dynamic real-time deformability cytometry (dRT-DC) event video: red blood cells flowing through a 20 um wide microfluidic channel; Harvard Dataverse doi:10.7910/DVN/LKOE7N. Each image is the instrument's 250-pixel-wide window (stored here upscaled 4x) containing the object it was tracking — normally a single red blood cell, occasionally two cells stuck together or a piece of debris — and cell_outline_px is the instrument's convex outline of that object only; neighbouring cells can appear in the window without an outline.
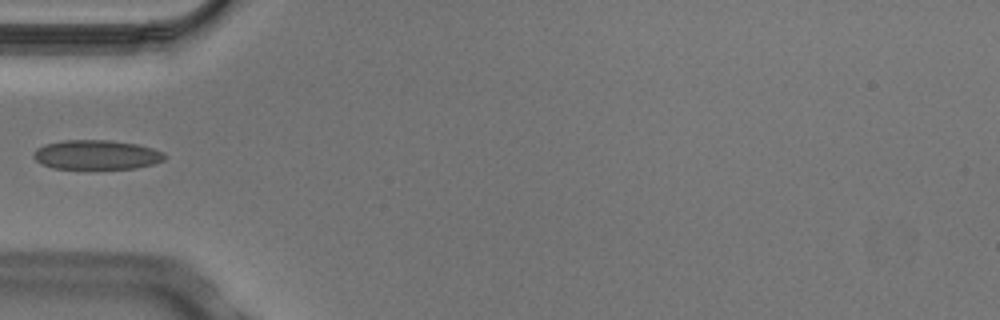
{"species": "Egyptian fruit bat (a non-hibernating species)", "species_latin": "Rousettus aegyptiacus", "temperature_condition": "cold", "stored_images_in_passage": 5, "camera_frame_rate_fps": 3000, "um_per_image_px": 0.085, "animal": {"sex": "male"}, "frame": {"image": 1, "passage_image": 5, "time_ms": 1.333, "image_size_px": [1000, 320], "cell_outline_px": [[168, 156], [164, 160], [152, 164], [136, 168], [52, 168], [36, 160], [32, 156], [36, 148], [44, 144], [64, 140], [108, 140], [136, 144], [152, 148], [164, 152]], "centroid_in_image_um": [8.21, 13.14], "position_along_channel_um": 76.8, "area_um2": 22.37}}